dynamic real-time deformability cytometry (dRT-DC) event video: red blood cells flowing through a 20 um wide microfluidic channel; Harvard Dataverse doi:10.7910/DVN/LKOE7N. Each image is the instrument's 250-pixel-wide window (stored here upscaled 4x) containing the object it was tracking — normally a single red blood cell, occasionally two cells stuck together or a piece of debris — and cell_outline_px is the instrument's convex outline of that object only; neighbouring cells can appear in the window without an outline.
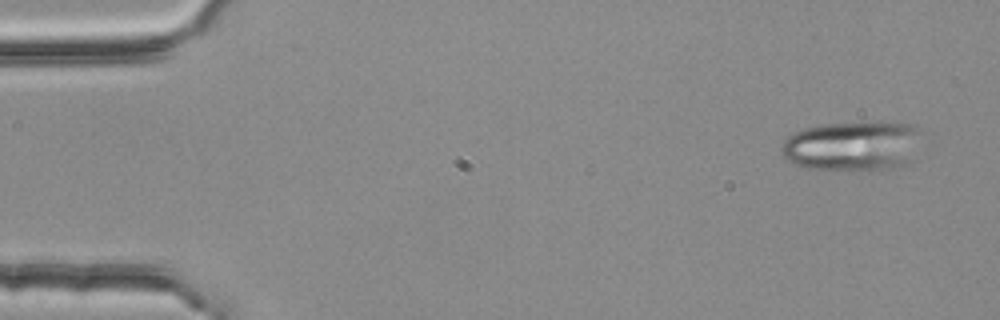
{"species": "common noctule bat (a hibernating species)", "species_latin": "Nyctalus noctula", "temperature_condition": "room temperature", "stored_images_in_passage": 5, "segment_of_instrument_passage": [1, 2], "camera_frame_rate_fps": 3000, "um_per_image_px": 0.085, "animal": {"sex": "female", "body_mass_g": 25.1}, "frame": {"image": 1, "passage_image": 1, "time_ms": 0.0, "image_size_px": [1000, 320], "cell_outline_px": [[928, 132], [908, 164], [896, 168], [880, 172], [808, 168], [796, 164], [788, 160], [784, 156], [784, 140], [792, 132], [804, 128], [824, 124], [916, 124], [928, 128]], "centroid_in_image_um": [72.64, 12.44], "position_along_channel_um": 12.4, "area_um2": 41.5}}